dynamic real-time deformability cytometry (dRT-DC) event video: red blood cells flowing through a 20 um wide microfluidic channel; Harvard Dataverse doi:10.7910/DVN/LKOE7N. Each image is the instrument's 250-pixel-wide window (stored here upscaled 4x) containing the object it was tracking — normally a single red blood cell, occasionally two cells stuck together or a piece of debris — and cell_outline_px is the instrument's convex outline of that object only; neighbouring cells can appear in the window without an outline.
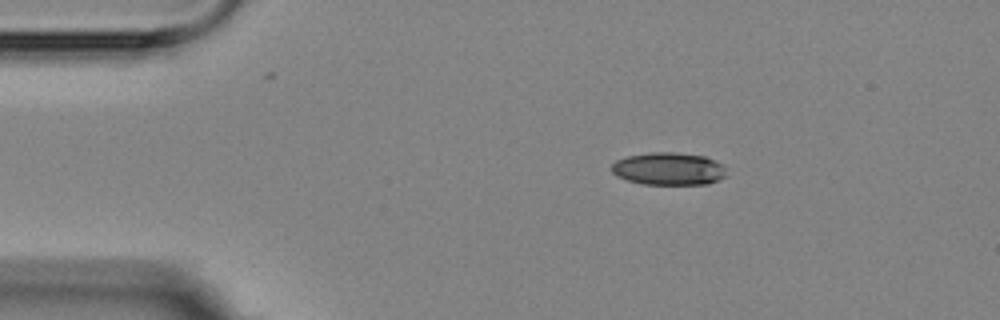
{"species": "Egyptian fruit bat (a non-hibernating species)", "species_latin": "Rousettus aegyptiacus", "temperature_condition": "room temperature", "stored_images_in_passage": 2, "camera_frame_rate_fps": 3000, "um_per_image_px": 0.085, "animal": {"sex": "female"}, "frame": {"image": 1, "passage_image": 1, "time_ms": 0.0, "image_size_px": [1000, 320], "cell_outline_px": [[728, 176], [720, 180], [708, 184], [644, 184], [628, 180], [616, 176], [612, 172], [612, 164], [616, 160], [628, 156], [652, 152], [672, 152], [704, 156], [724, 164]], "centroid_in_image_um": [56.89, 14.35], "position_along_channel_um": 28.1, "area_um2": 21.96}}